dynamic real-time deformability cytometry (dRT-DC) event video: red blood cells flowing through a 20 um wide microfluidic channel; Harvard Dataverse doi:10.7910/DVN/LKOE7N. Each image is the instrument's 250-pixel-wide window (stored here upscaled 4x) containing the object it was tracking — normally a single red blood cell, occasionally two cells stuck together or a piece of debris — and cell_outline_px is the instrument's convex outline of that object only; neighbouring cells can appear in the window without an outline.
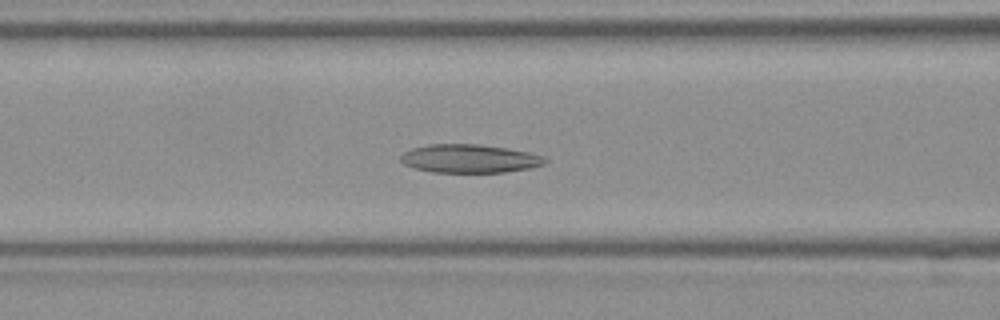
{"species": "Egyptian fruit bat (a non-hibernating species)", "species_latin": "Rousettus aegyptiacus", "temperature_condition": "room temperature", "stored_images_in_passage": 40, "camera_frame_rate_fps": 3000, "um_per_image_px": 0.085, "frame": {"image": 1, "passage_image": 9, "time_ms": 2.667, "image_size_px": [1000, 320], "cell_outline_px": [[548, 160], [544, 164], [528, 168], [504, 172], [432, 172], [416, 168], [404, 164], [400, 160], [400, 156], [404, 152], [412, 148], [428, 144], [480, 144], [508, 148], [528, 152], [544, 156]], "centroid_in_image_um": [39.91, 13.47], "position_along_channel_um": 126.7, "area_um2": 23.87}}
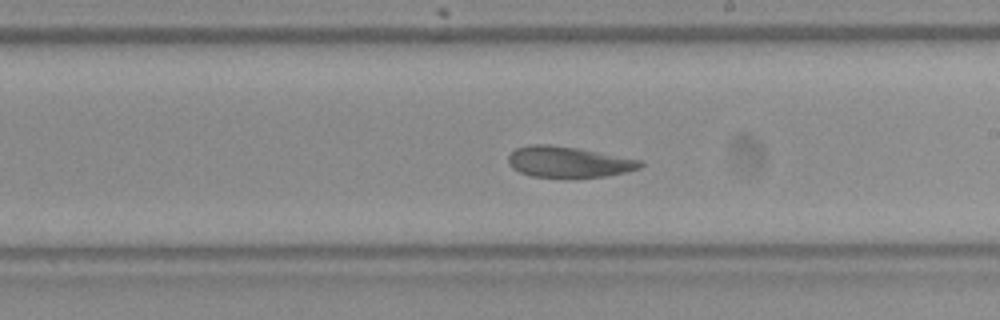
{"frame": {"image": 2, "passage_image": 18, "time_ms": 5.667, "image_size_px": [1000, 320], "cell_outline_px": [[644, 164], [640, 168], [608, 176], [532, 176], [520, 172], [512, 168], [508, 164], [508, 156], [516, 148], [532, 144], [548, 144], [580, 148], [644, 160]], "centroid_in_image_um": [48.35, 13.74], "position_along_channel_um": 240.7, "area_um2": 23.64}}
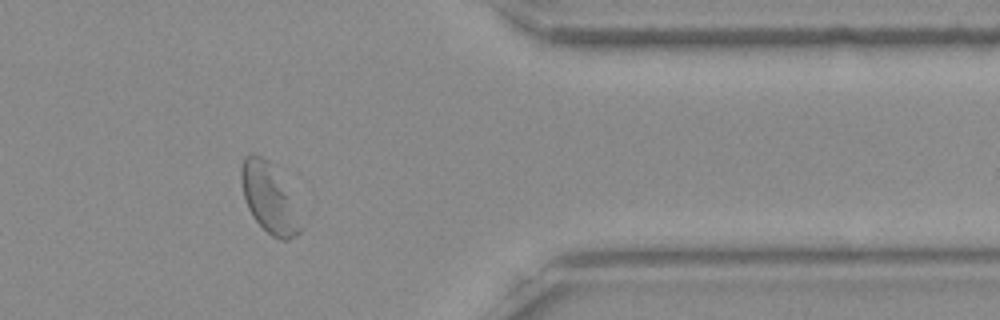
{"frame": {"image": 3, "passage_image": 31, "time_ms": 10.0, "image_size_px": [1000, 320], "cell_outline_px": [[304, 228], [296, 236], [288, 240], [280, 240], [272, 236], [252, 216], [248, 208], [244, 196], [240, 180], [240, 168], [244, 156], [252, 152], [256, 152], [268, 160]], "centroid_in_image_um": [22.78, 16.86], "position_along_channel_um": 388.6, "area_um2": 22.89}, "authors_computed_cell_mechanics": {"area_um2": 24.4205, "velocity_mm_per_s": 3.8008, "shape_relaxation_time_tau1_ms": 8.5346, "shape_relaxation_time_tau2_ms": 3.3584, "deformation_change_tau1": 0.1667, "deformation_change_tau2": 0.102}}